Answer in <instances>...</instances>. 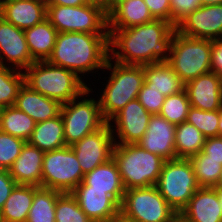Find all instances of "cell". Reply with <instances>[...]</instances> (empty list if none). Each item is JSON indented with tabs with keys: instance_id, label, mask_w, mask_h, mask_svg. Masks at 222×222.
<instances>
[{
	"instance_id": "obj_16",
	"label": "cell",
	"mask_w": 222,
	"mask_h": 222,
	"mask_svg": "<svg viewBox=\"0 0 222 222\" xmlns=\"http://www.w3.org/2000/svg\"><path fill=\"white\" fill-rule=\"evenodd\" d=\"M175 131V124L168 122L159 114H154L150 117L145 134L137 144L165 160L175 159Z\"/></svg>"
},
{
	"instance_id": "obj_15",
	"label": "cell",
	"mask_w": 222,
	"mask_h": 222,
	"mask_svg": "<svg viewBox=\"0 0 222 222\" xmlns=\"http://www.w3.org/2000/svg\"><path fill=\"white\" fill-rule=\"evenodd\" d=\"M34 62L24 30L0 16V65L24 71Z\"/></svg>"
},
{
	"instance_id": "obj_25",
	"label": "cell",
	"mask_w": 222,
	"mask_h": 222,
	"mask_svg": "<svg viewBox=\"0 0 222 222\" xmlns=\"http://www.w3.org/2000/svg\"><path fill=\"white\" fill-rule=\"evenodd\" d=\"M144 83L167 97L184 90L185 83L166 61L143 65Z\"/></svg>"
},
{
	"instance_id": "obj_50",
	"label": "cell",
	"mask_w": 222,
	"mask_h": 222,
	"mask_svg": "<svg viewBox=\"0 0 222 222\" xmlns=\"http://www.w3.org/2000/svg\"><path fill=\"white\" fill-rule=\"evenodd\" d=\"M171 222H186L180 215H177Z\"/></svg>"
},
{
	"instance_id": "obj_37",
	"label": "cell",
	"mask_w": 222,
	"mask_h": 222,
	"mask_svg": "<svg viewBox=\"0 0 222 222\" xmlns=\"http://www.w3.org/2000/svg\"><path fill=\"white\" fill-rule=\"evenodd\" d=\"M26 141L0 131V169L8 170L21 154Z\"/></svg>"
},
{
	"instance_id": "obj_35",
	"label": "cell",
	"mask_w": 222,
	"mask_h": 222,
	"mask_svg": "<svg viewBox=\"0 0 222 222\" xmlns=\"http://www.w3.org/2000/svg\"><path fill=\"white\" fill-rule=\"evenodd\" d=\"M55 222H93L71 193H61L55 206Z\"/></svg>"
},
{
	"instance_id": "obj_32",
	"label": "cell",
	"mask_w": 222,
	"mask_h": 222,
	"mask_svg": "<svg viewBox=\"0 0 222 222\" xmlns=\"http://www.w3.org/2000/svg\"><path fill=\"white\" fill-rule=\"evenodd\" d=\"M189 161L192 164L199 187H217L222 174V164L208 159V156L202 152L189 158Z\"/></svg>"
},
{
	"instance_id": "obj_21",
	"label": "cell",
	"mask_w": 222,
	"mask_h": 222,
	"mask_svg": "<svg viewBox=\"0 0 222 222\" xmlns=\"http://www.w3.org/2000/svg\"><path fill=\"white\" fill-rule=\"evenodd\" d=\"M46 13L44 0H6L0 9V16L22 30L43 22Z\"/></svg>"
},
{
	"instance_id": "obj_30",
	"label": "cell",
	"mask_w": 222,
	"mask_h": 222,
	"mask_svg": "<svg viewBox=\"0 0 222 222\" xmlns=\"http://www.w3.org/2000/svg\"><path fill=\"white\" fill-rule=\"evenodd\" d=\"M206 137L192 124L183 122L176 125V158L189 159L202 151Z\"/></svg>"
},
{
	"instance_id": "obj_12",
	"label": "cell",
	"mask_w": 222,
	"mask_h": 222,
	"mask_svg": "<svg viewBox=\"0 0 222 222\" xmlns=\"http://www.w3.org/2000/svg\"><path fill=\"white\" fill-rule=\"evenodd\" d=\"M113 147L114 137L108 122L71 146L84 175L111 159Z\"/></svg>"
},
{
	"instance_id": "obj_52",
	"label": "cell",
	"mask_w": 222,
	"mask_h": 222,
	"mask_svg": "<svg viewBox=\"0 0 222 222\" xmlns=\"http://www.w3.org/2000/svg\"><path fill=\"white\" fill-rule=\"evenodd\" d=\"M6 0H0V9L3 7Z\"/></svg>"
},
{
	"instance_id": "obj_42",
	"label": "cell",
	"mask_w": 222,
	"mask_h": 222,
	"mask_svg": "<svg viewBox=\"0 0 222 222\" xmlns=\"http://www.w3.org/2000/svg\"><path fill=\"white\" fill-rule=\"evenodd\" d=\"M16 185L17 183L10 176L9 171L0 169V211Z\"/></svg>"
},
{
	"instance_id": "obj_19",
	"label": "cell",
	"mask_w": 222,
	"mask_h": 222,
	"mask_svg": "<svg viewBox=\"0 0 222 222\" xmlns=\"http://www.w3.org/2000/svg\"><path fill=\"white\" fill-rule=\"evenodd\" d=\"M179 215L186 222H222V209L216 187H200Z\"/></svg>"
},
{
	"instance_id": "obj_43",
	"label": "cell",
	"mask_w": 222,
	"mask_h": 222,
	"mask_svg": "<svg viewBox=\"0 0 222 222\" xmlns=\"http://www.w3.org/2000/svg\"><path fill=\"white\" fill-rule=\"evenodd\" d=\"M211 72L222 78V39L212 40Z\"/></svg>"
},
{
	"instance_id": "obj_27",
	"label": "cell",
	"mask_w": 222,
	"mask_h": 222,
	"mask_svg": "<svg viewBox=\"0 0 222 222\" xmlns=\"http://www.w3.org/2000/svg\"><path fill=\"white\" fill-rule=\"evenodd\" d=\"M27 142L43 152L65 147L64 126L61 115L36 123Z\"/></svg>"
},
{
	"instance_id": "obj_23",
	"label": "cell",
	"mask_w": 222,
	"mask_h": 222,
	"mask_svg": "<svg viewBox=\"0 0 222 222\" xmlns=\"http://www.w3.org/2000/svg\"><path fill=\"white\" fill-rule=\"evenodd\" d=\"M14 106L38 123L58 116L62 104L32 90L24 83L19 90Z\"/></svg>"
},
{
	"instance_id": "obj_20",
	"label": "cell",
	"mask_w": 222,
	"mask_h": 222,
	"mask_svg": "<svg viewBox=\"0 0 222 222\" xmlns=\"http://www.w3.org/2000/svg\"><path fill=\"white\" fill-rule=\"evenodd\" d=\"M45 152L28 142L21 154L8 169L10 176L18 185L42 187V166Z\"/></svg>"
},
{
	"instance_id": "obj_13",
	"label": "cell",
	"mask_w": 222,
	"mask_h": 222,
	"mask_svg": "<svg viewBox=\"0 0 222 222\" xmlns=\"http://www.w3.org/2000/svg\"><path fill=\"white\" fill-rule=\"evenodd\" d=\"M151 116L137 99L128 102L108 122L114 144H137L145 134Z\"/></svg>"
},
{
	"instance_id": "obj_10",
	"label": "cell",
	"mask_w": 222,
	"mask_h": 222,
	"mask_svg": "<svg viewBox=\"0 0 222 222\" xmlns=\"http://www.w3.org/2000/svg\"><path fill=\"white\" fill-rule=\"evenodd\" d=\"M120 214L134 222H171L178 215L155 185L125 190Z\"/></svg>"
},
{
	"instance_id": "obj_1",
	"label": "cell",
	"mask_w": 222,
	"mask_h": 222,
	"mask_svg": "<svg viewBox=\"0 0 222 222\" xmlns=\"http://www.w3.org/2000/svg\"><path fill=\"white\" fill-rule=\"evenodd\" d=\"M175 31L170 22L161 19L125 29H108L109 58L132 65L167 61Z\"/></svg>"
},
{
	"instance_id": "obj_39",
	"label": "cell",
	"mask_w": 222,
	"mask_h": 222,
	"mask_svg": "<svg viewBox=\"0 0 222 222\" xmlns=\"http://www.w3.org/2000/svg\"><path fill=\"white\" fill-rule=\"evenodd\" d=\"M202 5L201 0H170L171 24L176 25Z\"/></svg>"
},
{
	"instance_id": "obj_47",
	"label": "cell",
	"mask_w": 222,
	"mask_h": 222,
	"mask_svg": "<svg viewBox=\"0 0 222 222\" xmlns=\"http://www.w3.org/2000/svg\"><path fill=\"white\" fill-rule=\"evenodd\" d=\"M202 5L222 4V0H201Z\"/></svg>"
},
{
	"instance_id": "obj_3",
	"label": "cell",
	"mask_w": 222,
	"mask_h": 222,
	"mask_svg": "<svg viewBox=\"0 0 222 222\" xmlns=\"http://www.w3.org/2000/svg\"><path fill=\"white\" fill-rule=\"evenodd\" d=\"M114 63V64H113ZM105 69L110 71L105 88L101 90L99 101L100 112L106 122L125 105L137 99L144 84L145 75L143 65L122 64L108 58Z\"/></svg>"
},
{
	"instance_id": "obj_49",
	"label": "cell",
	"mask_w": 222,
	"mask_h": 222,
	"mask_svg": "<svg viewBox=\"0 0 222 222\" xmlns=\"http://www.w3.org/2000/svg\"><path fill=\"white\" fill-rule=\"evenodd\" d=\"M217 194H218V198H219V203L222 209V189H216Z\"/></svg>"
},
{
	"instance_id": "obj_5",
	"label": "cell",
	"mask_w": 222,
	"mask_h": 222,
	"mask_svg": "<svg viewBox=\"0 0 222 222\" xmlns=\"http://www.w3.org/2000/svg\"><path fill=\"white\" fill-rule=\"evenodd\" d=\"M112 157L117 163L125 190L156 185L166 161L138 144H114Z\"/></svg>"
},
{
	"instance_id": "obj_40",
	"label": "cell",
	"mask_w": 222,
	"mask_h": 222,
	"mask_svg": "<svg viewBox=\"0 0 222 222\" xmlns=\"http://www.w3.org/2000/svg\"><path fill=\"white\" fill-rule=\"evenodd\" d=\"M154 19H161L171 23L170 0H144Z\"/></svg>"
},
{
	"instance_id": "obj_8",
	"label": "cell",
	"mask_w": 222,
	"mask_h": 222,
	"mask_svg": "<svg viewBox=\"0 0 222 222\" xmlns=\"http://www.w3.org/2000/svg\"><path fill=\"white\" fill-rule=\"evenodd\" d=\"M155 186L178 215L200 188L191 162L184 158L166 160Z\"/></svg>"
},
{
	"instance_id": "obj_4",
	"label": "cell",
	"mask_w": 222,
	"mask_h": 222,
	"mask_svg": "<svg viewBox=\"0 0 222 222\" xmlns=\"http://www.w3.org/2000/svg\"><path fill=\"white\" fill-rule=\"evenodd\" d=\"M24 76L25 84L32 90L61 104L79 97L89 88L84 79L73 71L48 61H35L24 70Z\"/></svg>"
},
{
	"instance_id": "obj_31",
	"label": "cell",
	"mask_w": 222,
	"mask_h": 222,
	"mask_svg": "<svg viewBox=\"0 0 222 222\" xmlns=\"http://www.w3.org/2000/svg\"><path fill=\"white\" fill-rule=\"evenodd\" d=\"M61 192L39 187L32 200L26 222H55V206Z\"/></svg>"
},
{
	"instance_id": "obj_44",
	"label": "cell",
	"mask_w": 222,
	"mask_h": 222,
	"mask_svg": "<svg viewBox=\"0 0 222 222\" xmlns=\"http://www.w3.org/2000/svg\"><path fill=\"white\" fill-rule=\"evenodd\" d=\"M46 5H61V6H81L89 3L91 0H44Z\"/></svg>"
},
{
	"instance_id": "obj_24",
	"label": "cell",
	"mask_w": 222,
	"mask_h": 222,
	"mask_svg": "<svg viewBox=\"0 0 222 222\" xmlns=\"http://www.w3.org/2000/svg\"><path fill=\"white\" fill-rule=\"evenodd\" d=\"M107 15L108 29H125L154 20L144 0H123Z\"/></svg>"
},
{
	"instance_id": "obj_9",
	"label": "cell",
	"mask_w": 222,
	"mask_h": 222,
	"mask_svg": "<svg viewBox=\"0 0 222 222\" xmlns=\"http://www.w3.org/2000/svg\"><path fill=\"white\" fill-rule=\"evenodd\" d=\"M92 92L93 89L89 87L79 97L62 104L60 115L63 119L66 146H72L106 123L101 115L98 99L85 97Z\"/></svg>"
},
{
	"instance_id": "obj_51",
	"label": "cell",
	"mask_w": 222,
	"mask_h": 222,
	"mask_svg": "<svg viewBox=\"0 0 222 222\" xmlns=\"http://www.w3.org/2000/svg\"><path fill=\"white\" fill-rule=\"evenodd\" d=\"M216 189H222V174H221V178H220V181H219Z\"/></svg>"
},
{
	"instance_id": "obj_22",
	"label": "cell",
	"mask_w": 222,
	"mask_h": 222,
	"mask_svg": "<svg viewBox=\"0 0 222 222\" xmlns=\"http://www.w3.org/2000/svg\"><path fill=\"white\" fill-rule=\"evenodd\" d=\"M82 183L88 186V190L105 191L121 205L125 188L113 157L85 174Z\"/></svg>"
},
{
	"instance_id": "obj_29",
	"label": "cell",
	"mask_w": 222,
	"mask_h": 222,
	"mask_svg": "<svg viewBox=\"0 0 222 222\" xmlns=\"http://www.w3.org/2000/svg\"><path fill=\"white\" fill-rule=\"evenodd\" d=\"M36 122L15 106L0 109V131L8 133L24 141L30 138Z\"/></svg>"
},
{
	"instance_id": "obj_28",
	"label": "cell",
	"mask_w": 222,
	"mask_h": 222,
	"mask_svg": "<svg viewBox=\"0 0 222 222\" xmlns=\"http://www.w3.org/2000/svg\"><path fill=\"white\" fill-rule=\"evenodd\" d=\"M38 188L17 184L0 211V222H26L34 193Z\"/></svg>"
},
{
	"instance_id": "obj_46",
	"label": "cell",
	"mask_w": 222,
	"mask_h": 222,
	"mask_svg": "<svg viewBox=\"0 0 222 222\" xmlns=\"http://www.w3.org/2000/svg\"><path fill=\"white\" fill-rule=\"evenodd\" d=\"M109 222H134L124 218L121 214L111 219Z\"/></svg>"
},
{
	"instance_id": "obj_18",
	"label": "cell",
	"mask_w": 222,
	"mask_h": 222,
	"mask_svg": "<svg viewBox=\"0 0 222 222\" xmlns=\"http://www.w3.org/2000/svg\"><path fill=\"white\" fill-rule=\"evenodd\" d=\"M71 194L93 222H109L120 214V205L105 191L88 190L81 182Z\"/></svg>"
},
{
	"instance_id": "obj_26",
	"label": "cell",
	"mask_w": 222,
	"mask_h": 222,
	"mask_svg": "<svg viewBox=\"0 0 222 222\" xmlns=\"http://www.w3.org/2000/svg\"><path fill=\"white\" fill-rule=\"evenodd\" d=\"M57 34L58 31L47 19L24 30L29 52L35 61L48 60L55 46Z\"/></svg>"
},
{
	"instance_id": "obj_45",
	"label": "cell",
	"mask_w": 222,
	"mask_h": 222,
	"mask_svg": "<svg viewBox=\"0 0 222 222\" xmlns=\"http://www.w3.org/2000/svg\"><path fill=\"white\" fill-rule=\"evenodd\" d=\"M99 3L103 6L105 11L108 13L115 5L123 0H98Z\"/></svg>"
},
{
	"instance_id": "obj_41",
	"label": "cell",
	"mask_w": 222,
	"mask_h": 222,
	"mask_svg": "<svg viewBox=\"0 0 222 222\" xmlns=\"http://www.w3.org/2000/svg\"><path fill=\"white\" fill-rule=\"evenodd\" d=\"M201 152L222 164V136L207 137Z\"/></svg>"
},
{
	"instance_id": "obj_2",
	"label": "cell",
	"mask_w": 222,
	"mask_h": 222,
	"mask_svg": "<svg viewBox=\"0 0 222 222\" xmlns=\"http://www.w3.org/2000/svg\"><path fill=\"white\" fill-rule=\"evenodd\" d=\"M108 58L109 34L60 32L47 61L71 70L85 79L86 73L93 74L104 70Z\"/></svg>"
},
{
	"instance_id": "obj_17",
	"label": "cell",
	"mask_w": 222,
	"mask_h": 222,
	"mask_svg": "<svg viewBox=\"0 0 222 222\" xmlns=\"http://www.w3.org/2000/svg\"><path fill=\"white\" fill-rule=\"evenodd\" d=\"M190 106L203 111L219 110L222 106V78L214 72L202 74L185 83Z\"/></svg>"
},
{
	"instance_id": "obj_7",
	"label": "cell",
	"mask_w": 222,
	"mask_h": 222,
	"mask_svg": "<svg viewBox=\"0 0 222 222\" xmlns=\"http://www.w3.org/2000/svg\"><path fill=\"white\" fill-rule=\"evenodd\" d=\"M46 19L60 32L109 34L108 15L98 0L77 7L46 5Z\"/></svg>"
},
{
	"instance_id": "obj_14",
	"label": "cell",
	"mask_w": 222,
	"mask_h": 222,
	"mask_svg": "<svg viewBox=\"0 0 222 222\" xmlns=\"http://www.w3.org/2000/svg\"><path fill=\"white\" fill-rule=\"evenodd\" d=\"M175 28L178 33L191 38L222 39V4L201 5Z\"/></svg>"
},
{
	"instance_id": "obj_48",
	"label": "cell",
	"mask_w": 222,
	"mask_h": 222,
	"mask_svg": "<svg viewBox=\"0 0 222 222\" xmlns=\"http://www.w3.org/2000/svg\"><path fill=\"white\" fill-rule=\"evenodd\" d=\"M218 129H219V136H222V106H221L220 109H219Z\"/></svg>"
},
{
	"instance_id": "obj_36",
	"label": "cell",
	"mask_w": 222,
	"mask_h": 222,
	"mask_svg": "<svg viewBox=\"0 0 222 222\" xmlns=\"http://www.w3.org/2000/svg\"><path fill=\"white\" fill-rule=\"evenodd\" d=\"M186 122L194 125L206 138L219 136V110L203 111L190 107Z\"/></svg>"
},
{
	"instance_id": "obj_11",
	"label": "cell",
	"mask_w": 222,
	"mask_h": 222,
	"mask_svg": "<svg viewBox=\"0 0 222 222\" xmlns=\"http://www.w3.org/2000/svg\"><path fill=\"white\" fill-rule=\"evenodd\" d=\"M84 178L79 160L71 146L45 152L42 188L71 193Z\"/></svg>"
},
{
	"instance_id": "obj_33",
	"label": "cell",
	"mask_w": 222,
	"mask_h": 222,
	"mask_svg": "<svg viewBox=\"0 0 222 222\" xmlns=\"http://www.w3.org/2000/svg\"><path fill=\"white\" fill-rule=\"evenodd\" d=\"M24 83L23 71L0 65V109L14 106L19 90Z\"/></svg>"
},
{
	"instance_id": "obj_34",
	"label": "cell",
	"mask_w": 222,
	"mask_h": 222,
	"mask_svg": "<svg viewBox=\"0 0 222 222\" xmlns=\"http://www.w3.org/2000/svg\"><path fill=\"white\" fill-rule=\"evenodd\" d=\"M189 98L185 90L165 98L159 115L175 125L186 122L190 108Z\"/></svg>"
},
{
	"instance_id": "obj_6",
	"label": "cell",
	"mask_w": 222,
	"mask_h": 222,
	"mask_svg": "<svg viewBox=\"0 0 222 222\" xmlns=\"http://www.w3.org/2000/svg\"><path fill=\"white\" fill-rule=\"evenodd\" d=\"M212 41L184 36L175 31L166 61L184 83L211 71Z\"/></svg>"
},
{
	"instance_id": "obj_38",
	"label": "cell",
	"mask_w": 222,
	"mask_h": 222,
	"mask_svg": "<svg viewBox=\"0 0 222 222\" xmlns=\"http://www.w3.org/2000/svg\"><path fill=\"white\" fill-rule=\"evenodd\" d=\"M162 92L149 88L145 83L141 87L137 100L152 115L159 114L165 101Z\"/></svg>"
}]
</instances>
